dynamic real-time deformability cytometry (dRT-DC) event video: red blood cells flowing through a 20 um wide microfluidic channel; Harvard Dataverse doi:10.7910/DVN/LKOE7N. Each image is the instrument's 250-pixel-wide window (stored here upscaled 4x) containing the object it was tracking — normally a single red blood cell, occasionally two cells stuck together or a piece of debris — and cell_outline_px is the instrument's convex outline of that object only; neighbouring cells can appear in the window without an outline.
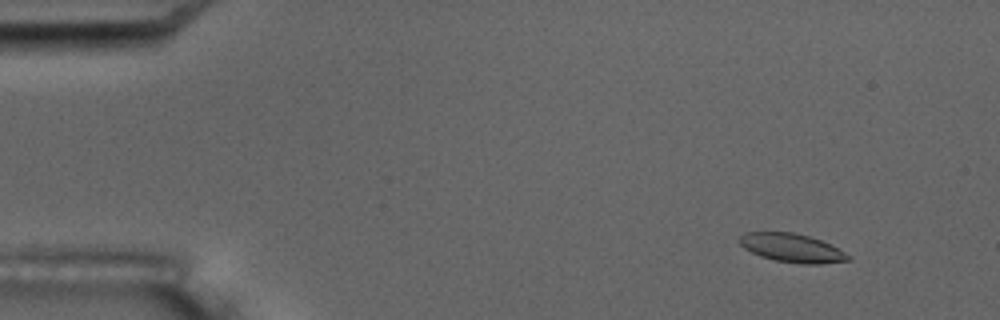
{"species": "common noctule bat (a hibernating species)", "species_latin": "Nyctalus noctula", "temperature_condition": "room temperature", "stored_images_in_passage": 5, "camera_frame_rate_fps": 3000, "um_per_image_px": 0.085, "animal": {"sex": "male", "body_mass_g": 17.5, "forearm_length_mm": 52.3}, "frame": {"image": 1, "passage_image": 2, "time_ms": 1.0, "image_size_px": [1000, 320], "cell_outline_px": [[852, 260], [820, 264], [804, 264], [776, 260], [760, 256], [744, 248], [736, 240], [744, 232], [796, 232], [820, 240], [852, 256]], "centroid_in_image_um": [67.29, 21.07], "position_along_channel_um": 17.7, "area_um2": 18.09}}